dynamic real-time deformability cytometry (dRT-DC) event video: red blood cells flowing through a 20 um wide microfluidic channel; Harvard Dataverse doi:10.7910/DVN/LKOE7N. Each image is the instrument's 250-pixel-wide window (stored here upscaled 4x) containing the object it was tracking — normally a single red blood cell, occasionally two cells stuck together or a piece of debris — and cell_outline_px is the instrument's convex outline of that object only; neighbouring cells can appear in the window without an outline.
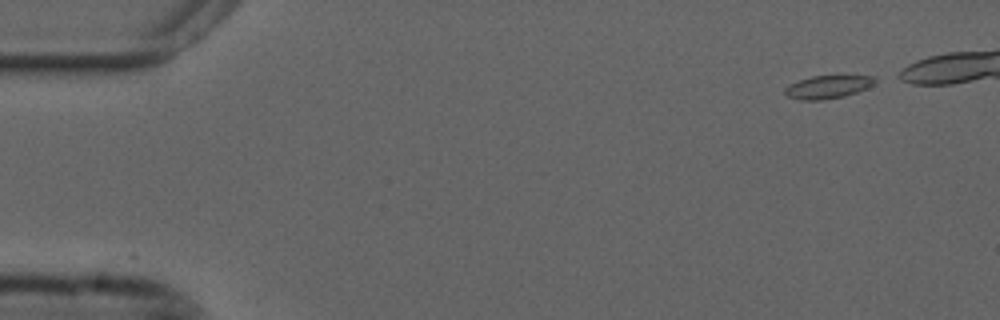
{"species": "common noctule bat (a hibernating species)", "species_latin": "Nyctalus noctula", "temperature_condition": "cold", "stored_images_in_passage": 2, "camera_frame_rate_fps": 3000, "um_per_image_px": 0.085, "animal": {"sex": "male", "forearm_length_mm": 52.5}, "frame": {"image": 1, "passage_image": 1, "time_ms": 0.0, "image_size_px": [1000, 320], "cell_outline_px": [[876, 80], [872, 84], [856, 92], [844, 96], [824, 100], [800, 100], [788, 96], [784, 92], [784, 88], [800, 80], [812, 76], [876, 76]], "centroid_in_image_um": [70.34, 7.4], "position_along_channel_um": 14.7, "area_um2": 11.79}}